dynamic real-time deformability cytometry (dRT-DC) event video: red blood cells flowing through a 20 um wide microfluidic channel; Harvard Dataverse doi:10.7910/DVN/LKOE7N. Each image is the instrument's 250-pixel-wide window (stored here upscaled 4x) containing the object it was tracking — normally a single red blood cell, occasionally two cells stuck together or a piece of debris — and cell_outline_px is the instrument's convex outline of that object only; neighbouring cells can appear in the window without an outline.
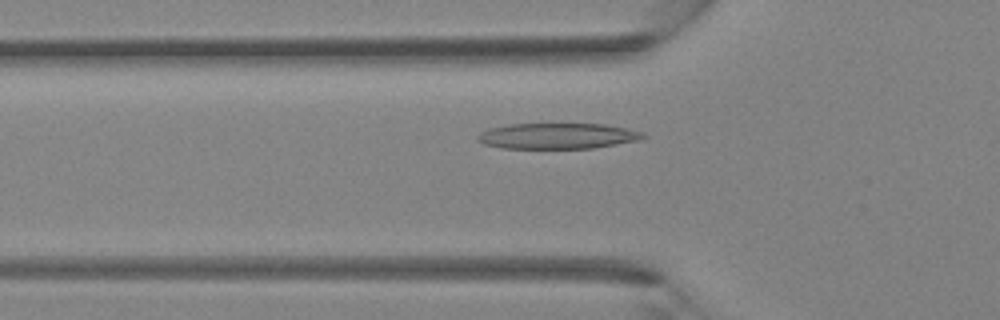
{"species": "Egyptian fruit bat (a non-hibernating species)", "species_latin": "Rousettus aegyptiacus", "temperature_condition": "room temperature", "stored_images_in_passage": 37, "camera_frame_rate_fps": 3000, "um_per_image_px": 0.085, "animal": {"sex": "female"}, "frame": {"image": 1, "passage_image": 11, "time_ms": 3.333, "image_size_px": [1000, 320], "cell_outline_px": [[648, 136], [640, 140], [592, 148], [500, 148], [484, 144], [476, 140], [476, 136], [480, 132], [492, 128], [508, 124], [604, 124], [644, 132]], "centroid_in_image_um": [47.38, 11.56], "position_along_channel_um": 78.4, "area_um2": 24.8}}
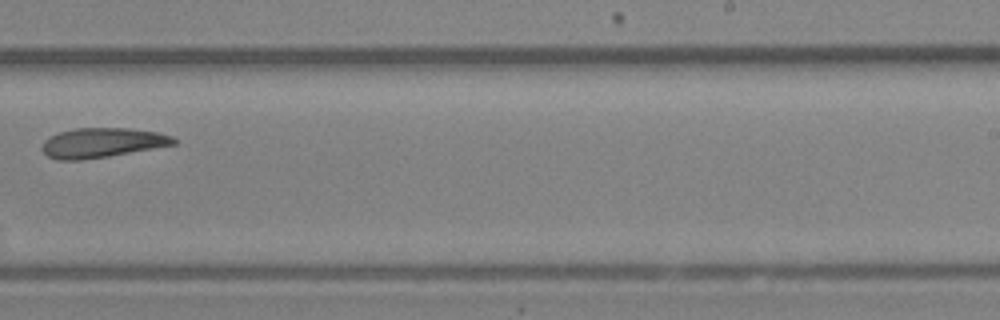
{"frame": {"image": 2, "passage_image": 23, "time_ms": 7.333, "image_size_px": [1000, 320], "cell_outline_px": [[176, 144], [108, 156], [84, 160], [60, 160], [48, 156], [40, 148], [44, 140], [60, 132], [76, 128], [128, 128], [156, 132], [172, 136], [176, 140]], "centroid_in_image_um": [8.66, 12.13], "position_along_channel_um": 280.3, "area_um2": 22.54}}
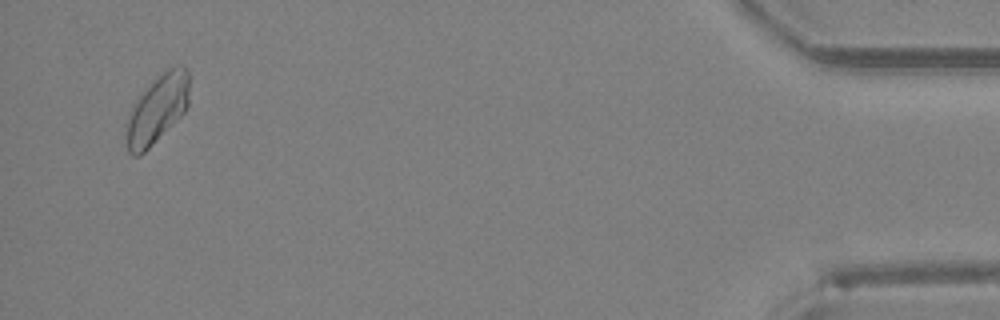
{"frame": {"image": 3, "passage_image": 36, "time_ms": 11.667, "image_size_px": [1000, 320], "cell_outline_px": [[188, 104], [184, 112], [140, 156], [132, 156], [128, 152], [124, 136], [128, 112], [136, 96], [168, 68], [176, 64], [184, 64], [188, 68]], "centroid_in_image_um": [13.31, 9.27], "position_along_channel_um": 421.9, "area_um2": 25.37}}